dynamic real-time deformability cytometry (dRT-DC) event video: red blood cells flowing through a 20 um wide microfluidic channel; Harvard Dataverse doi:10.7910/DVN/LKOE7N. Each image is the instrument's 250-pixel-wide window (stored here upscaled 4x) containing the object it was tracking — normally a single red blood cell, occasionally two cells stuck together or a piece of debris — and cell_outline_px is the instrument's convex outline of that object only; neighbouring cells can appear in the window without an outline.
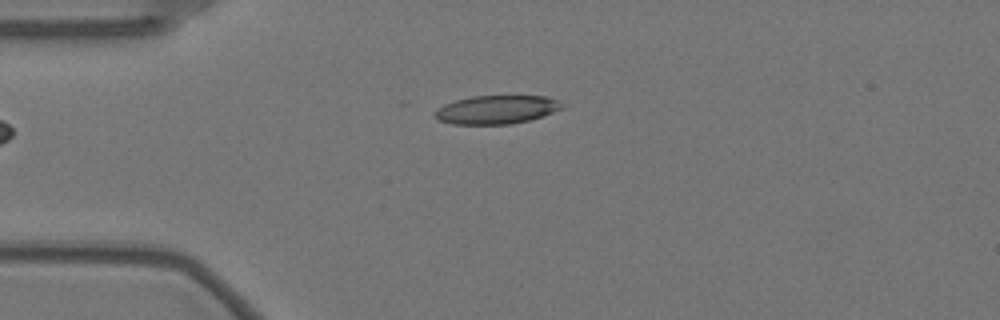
{"species": "Egyptian fruit bat (a non-hibernating species)", "species_latin": "Rousettus aegyptiacus", "temperature_condition": "warm", "stored_images_in_passage": 8, "camera_frame_rate_fps": 3000, "um_per_image_px": 0.085, "animal": {"sex": "female"}, "frame": {"image": 1, "passage_image": 1, "time_ms": 0.0, "image_size_px": [1000, 320], "cell_outline_px": [[564, 108], [528, 120], [512, 124], [452, 124], [436, 120], [432, 116], [432, 112], [436, 108], [444, 104], [456, 100], [472, 96], [544, 96], [560, 100]], "centroid_in_image_um": [42.13, 9.32], "position_along_channel_um": 42.9, "area_um2": 21.27}}
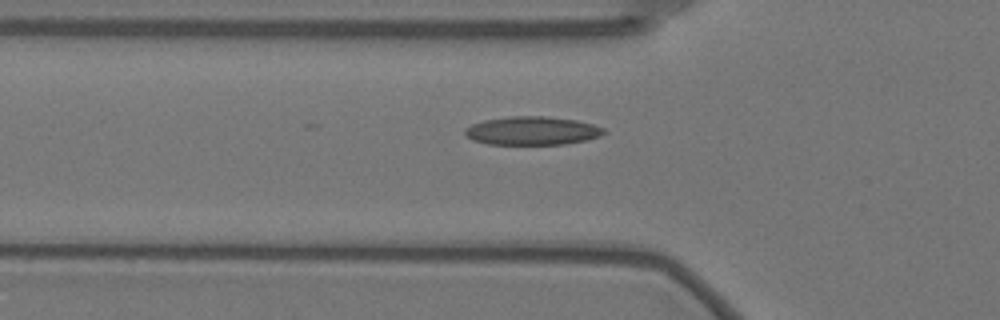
{"frame": {"image": 2, "passage_image": 6, "time_ms": 1.667, "image_size_px": [1000, 320], "cell_outline_px": [[608, 132], [600, 136], [584, 140], [564, 144], [488, 144], [472, 140], [464, 132], [464, 128], [472, 124], [484, 120], [512, 116], [548, 116], [576, 120], [592, 124], [604, 128]], "centroid_in_image_um": [45.24, 11.11], "position_along_channel_um": 80.6, "area_um2": 23.0}}